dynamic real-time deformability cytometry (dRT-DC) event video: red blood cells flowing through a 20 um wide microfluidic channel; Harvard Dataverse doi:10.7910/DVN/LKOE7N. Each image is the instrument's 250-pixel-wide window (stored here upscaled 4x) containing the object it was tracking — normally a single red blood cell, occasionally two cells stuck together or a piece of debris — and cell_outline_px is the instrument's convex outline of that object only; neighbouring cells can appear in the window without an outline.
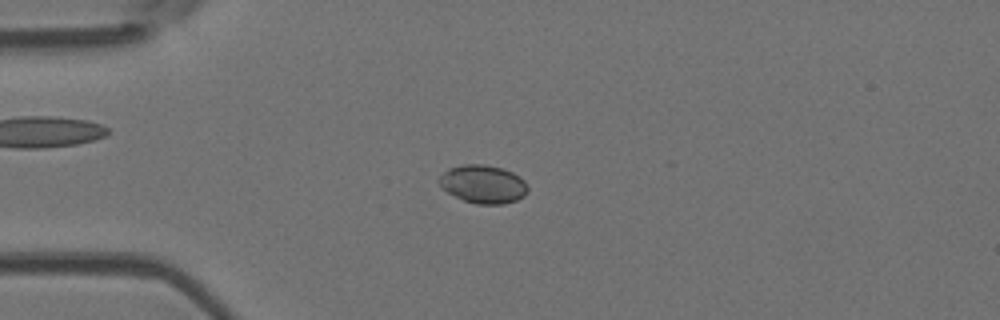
{"species": "Egyptian fruit bat (a non-hibernating species)", "species_latin": "Rousettus aegyptiacus", "temperature_condition": "room temperature", "stored_images_in_passage": 15, "camera_frame_rate_fps": 3000, "um_per_image_px": 0.085, "animal": {"sex": "female"}, "frame": {"image": 1, "passage_image": 3, "time_ms": 0.667, "image_size_px": [1000, 320], "cell_outline_px": [[528, 192], [524, 196], [516, 200], [504, 204], [476, 204], [464, 200], [448, 192], [436, 180], [448, 168], [464, 164], [484, 164], [504, 168], [520, 176], [524, 180], [528, 188]], "centroid_in_image_um": [41.09, 15.64], "position_along_channel_um": 43.9, "area_um2": 19.83}}
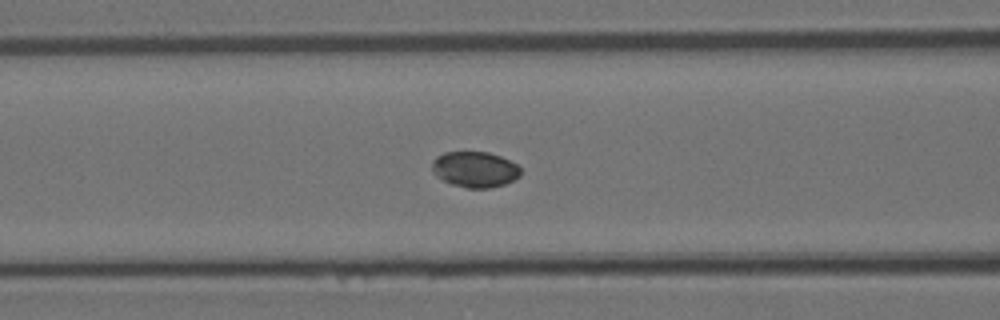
{"frame": {"image": 2, "passage_image": 11, "time_ms": 3.333, "image_size_px": [1000, 320], "cell_outline_px": [[520, 176], [504, 184], [488, 188], [468, 188], [452, 184], [436, 176], [432, 172], [432, 160], [436, 156], [444, 152], [488, 152], [500, 156], [516, 164], [520, 168]], "centroid_in_image_um": [40.33, 14.39], "position_along_channel_um": 126.3, "area_um2": 18.38}}
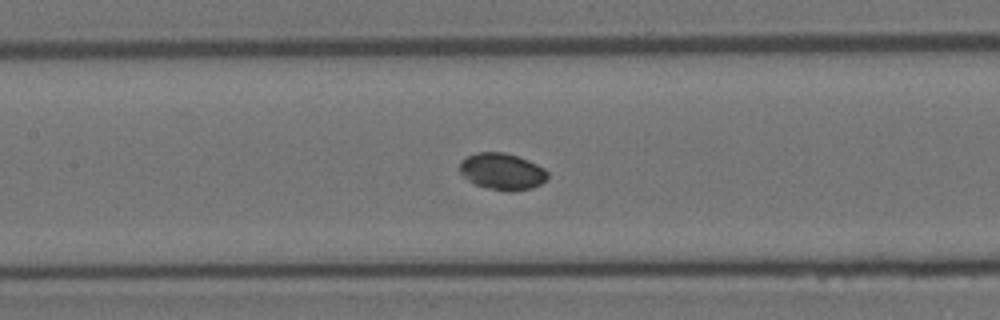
{"frame": {"image": 3, "passage_image": 14, "time_ms": 4.333, "image_size_px": [1000, 320], "cell_outline_px": [[548, 180], [532, 188], [512, 192], [488, 188], [476, 184], [468, 180], [460, 172], [460, 160], [476, 152], [504, 152], [528, 160], [544, 168], [548, 172]], "centroid_in_image_um": [42.7, 14.58], "position_along_channel_um": 164.7, "area_um2": 18.79}}